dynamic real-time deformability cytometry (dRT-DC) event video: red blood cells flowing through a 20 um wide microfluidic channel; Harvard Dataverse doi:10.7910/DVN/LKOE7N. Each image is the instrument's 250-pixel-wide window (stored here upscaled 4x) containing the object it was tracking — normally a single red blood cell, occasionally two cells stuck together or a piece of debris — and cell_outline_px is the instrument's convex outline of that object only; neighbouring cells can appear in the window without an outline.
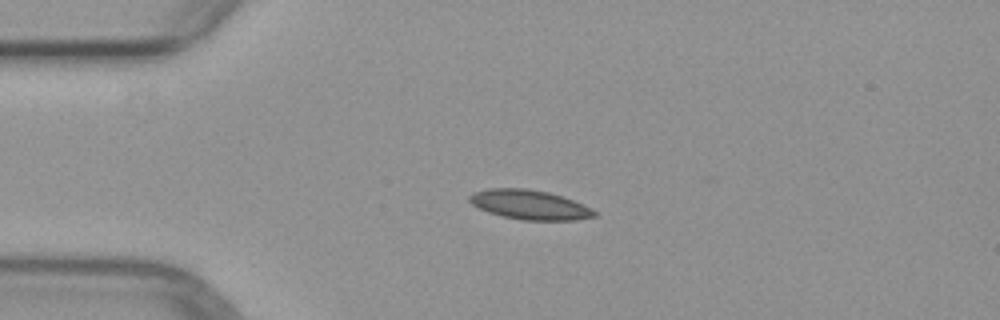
{"species": "common noctule bat (a hibernating species)", "species_latin": "Nyctalus noctula", "temperature_condition": "warm", "stored_images_in_passage": 3, "camera_frame_rate_fps": 3000, "um_per_image_px": 0.085, "animal": {"sex": "female", "body_mass_g": 29.2, "forearm_length_mm": 56.3}, "frame": {"image": 1, "passage_image": 2, "time_ms": 1.333, "image_size_px": [1000, 320], "cell_outline_px": [[600, 212], [596, 216], [576, 220], [520, 220], [500, 216], [488, 212], [472, 204], [468, 200], [468, 196], [472, 192], [488, 188], [524, 188], [548, 192], [584, 204]], "centroid_in_image_um": [45.02, 17.41], "position_along_channel_um": 40.0, "area_um2": 21.68}}